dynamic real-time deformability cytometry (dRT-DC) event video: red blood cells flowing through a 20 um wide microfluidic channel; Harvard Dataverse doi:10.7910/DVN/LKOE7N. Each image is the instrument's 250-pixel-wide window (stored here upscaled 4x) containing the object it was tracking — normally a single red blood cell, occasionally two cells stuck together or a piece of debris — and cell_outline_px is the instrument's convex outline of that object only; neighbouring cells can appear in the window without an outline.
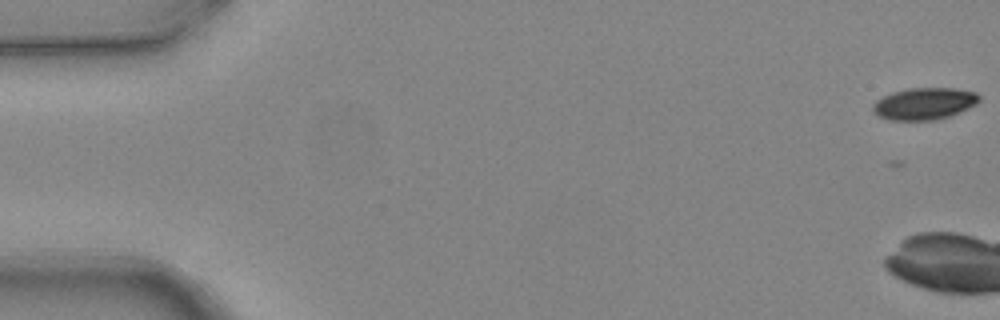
{"species": "common noctule bat (a hibernating species)", "species_latin": "Nyctalus noctula", "temperature_condition": "warm", "stored_images_in_passage": 12, "camera_frame_rate_fps": 3000, "um_per_image_px": 0.085, "animal": {"sex": "female", "body_mass_g": 24.6, "forearm_length_mm": 56.2}, "frame": {"image": 1, "passage_image": 2, "time_ms": 0.333, "image_size_px": [1000, 320], "cell_outline_px": [[980, 100], [976, 104], [968, 108], [948, 116], [936, 120], [888, 120], [876, 116], [872, 112], [872, 104], [876, 100], [892, 92], [908, 88], [952, 88], [976, 92], [980, 96]], "centroid_in_image_um": [78.52, 8.81], "position_along_channel_um": 6.5, "area_um2": 19.88}}
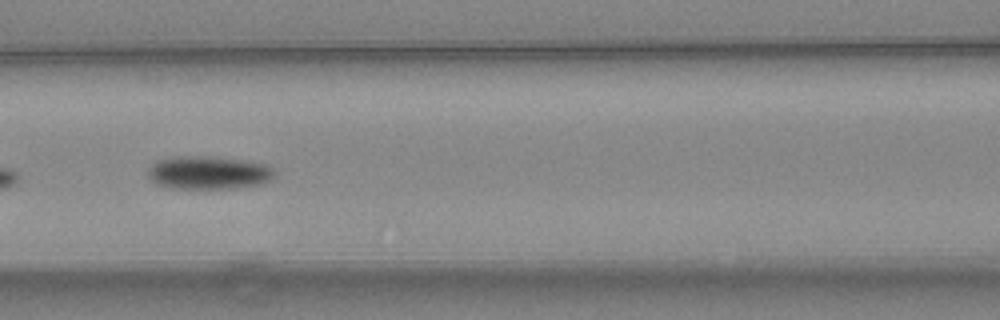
{"frame": {"image": 2, "passage_image": 10, "time_ms": 3.0, "image_size_px": [1000, 320], "cell_outline_px": [[276, 176], [272, 180], [264, 184], [236, 188], [172, 188], [156, 184], [148, 176], [148, 168], [156, 160], [176, 156], [208, 156], [244, 160], [268, 164], [276, 172]], "centroid_in_image_um": [17.77, 14.67], "position_along_channel_um": 148.8, "area_um2": 24.85}}
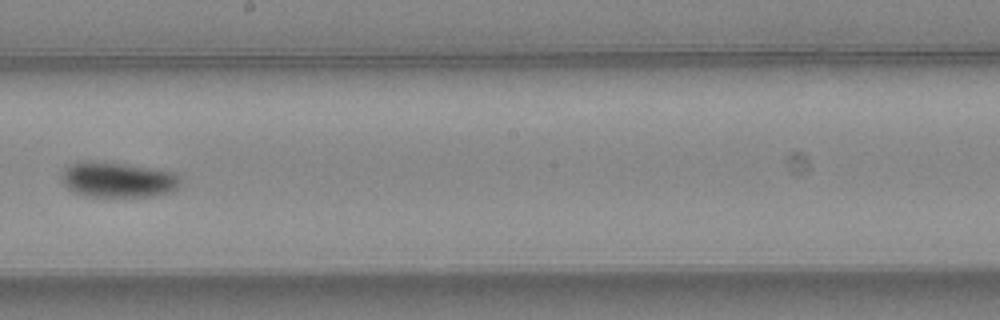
{"frame": {"image": 3, "passage_image": 12, "time_ms": 3.667, "image_size_px": [1000, 320], "cell_outline_px": [[180, 184], [176, 188], [168, 192], [152, 196], [84, 196], [68, 188], [60, 180], [64, 168], [76, 160], [92, 160], [124, 164], [172, 172], [180, 176]], "centroid_in_image_um": [9.94, 15.26], "position_along_channel_um": 238.3, "area_um2": 24.39}}